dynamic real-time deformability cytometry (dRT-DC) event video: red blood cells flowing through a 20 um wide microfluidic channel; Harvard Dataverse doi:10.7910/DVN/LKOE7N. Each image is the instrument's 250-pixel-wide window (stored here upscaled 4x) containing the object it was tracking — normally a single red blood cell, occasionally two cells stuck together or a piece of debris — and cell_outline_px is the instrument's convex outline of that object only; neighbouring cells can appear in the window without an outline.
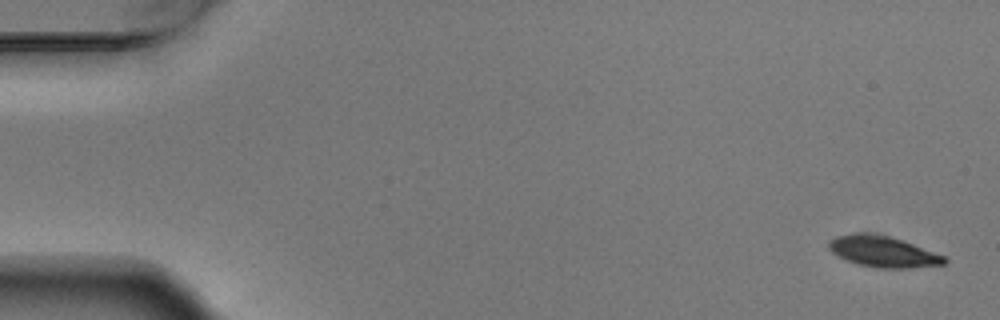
{"species": "Egyptian fruit bat (a non-hibernating species)", "species_latin": "Rousettus aegyptiacus", "temperature_condition": "warm", "stored_images_in_passage": 5, "camera_frame_rate_fps": 3000, "um_per_image_px": 0.085, "animal": {"sex": "male"}, "frame": {"image": 1, "passage_image": 1, "time_ms": 0.0, "image_size_px": [1000, 320], "cell_outline_px": [[948, 260], [944, 264], [912, 268], [876, 268], [856, 264], [844, 260], [832, 252], [828, 248], [828, 240], [836, 236], [856, 232], [888, 236], [912, 244], [944, 256]], "centroid_in_image_um": [74.99, 21.4], "position_along_channel_um": 10.0, "area_um2": 20.81}}
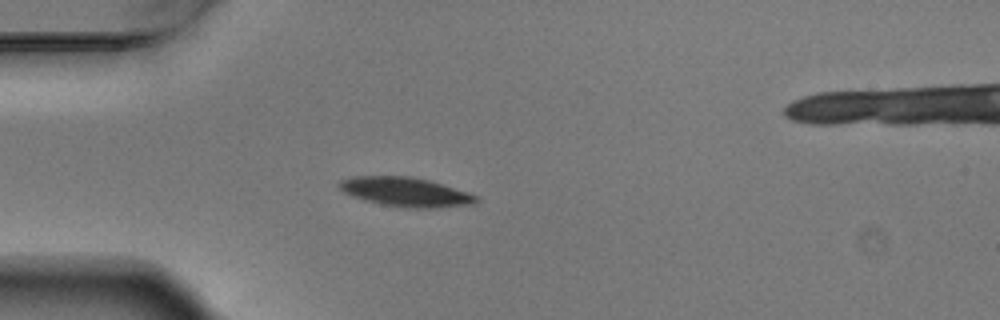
{"frame": {"image": 2, "passage_image": 4, "time_ms": 1.0, "image_size_px": [1000, 320], "cell_outline_px": [[480, 200], [476, 204], [436, 208], [408, 208], [380, 204], [364, 200], [352, 196], [344, 192], [336, 184], [340, 180], [352, 176], [412, 176], [428, 180], [468, 192], [476, 196]], "centroid_in_image_um": [34.47, 16.32], "position_along_channel_um": 50.5, "area_um2": 23.47}}